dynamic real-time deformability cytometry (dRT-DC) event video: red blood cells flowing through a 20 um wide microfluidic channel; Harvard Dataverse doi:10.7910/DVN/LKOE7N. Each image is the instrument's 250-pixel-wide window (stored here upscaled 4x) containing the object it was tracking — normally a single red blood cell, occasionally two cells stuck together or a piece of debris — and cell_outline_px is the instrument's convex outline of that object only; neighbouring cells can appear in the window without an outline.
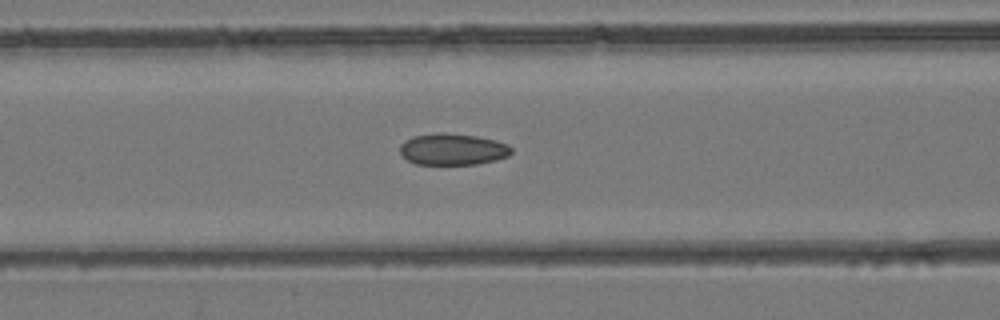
{"species": "common noctule bat (a hibernating species)", "species_latin": "Nyctalus noctula", "temperature_condition": "room temperature", "stored_images_in_passage": 33, "camera_frame_rate_fps": 3000, "um_per_image_px": 0.085, "animal": {"sex": "female", "body_mass_g": 24.6, "forearm_length_mm": 56.2}, "frame": {"image": 1, "passage_image": 6, "time_ms": 1.667, "image_size_px": [1000, 320], "cell_outline_px": [[508, 152], [504, 156], [488, 160], [464, 164], [424, 164], [412, 160], [404, 156], [404, 144], [420, 136], [464, 136], [488, 140], [500, 144], [508, 148]], "centroid_in_image_um": [38.45, 12.75], "position_along_channel_um": 128.1, "area_um2": 17.28}}
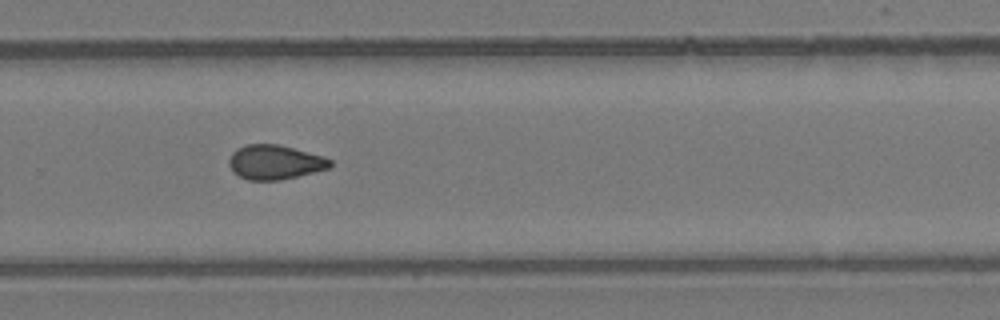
{"frame": {"image": 2, "passage_image": 18, "time_ms": 5.667, "image_size_px": [1000, 320], "cell_outline_px": [[328, 164], [324, 168], [292, 176], [264, 180], [260, 180], [244, 176], [236, 172], [232, 168], [232, 156], [236, 152], [244, 148], [256, 144], [268, 144], [288, 148], [316, 156], [328, 160]], "centroid_in_image_um": [23.31, 13.78], "position_along_channel_um": 306.5, "area_um2": 17.51}}
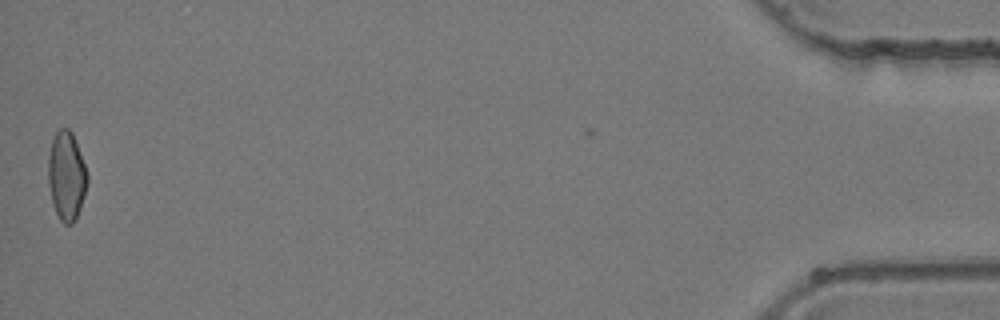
{"frame": {"image": 3, "passage_image": 33, "time_ms": 10.667, "image_size_px": [1000, 320], "cell_outline_px": [[84, 192], [76, 216], [72, 220], [60, 216], [56, 208], [52, 192], [52, 148], [56, 136], [68, 132], [72, 136], [80, 156], [84, 168]], "centroid_in_image_um": [5.7, 14.98], "position_along_channel_um": 429.5, "area_um2": 16.18}}